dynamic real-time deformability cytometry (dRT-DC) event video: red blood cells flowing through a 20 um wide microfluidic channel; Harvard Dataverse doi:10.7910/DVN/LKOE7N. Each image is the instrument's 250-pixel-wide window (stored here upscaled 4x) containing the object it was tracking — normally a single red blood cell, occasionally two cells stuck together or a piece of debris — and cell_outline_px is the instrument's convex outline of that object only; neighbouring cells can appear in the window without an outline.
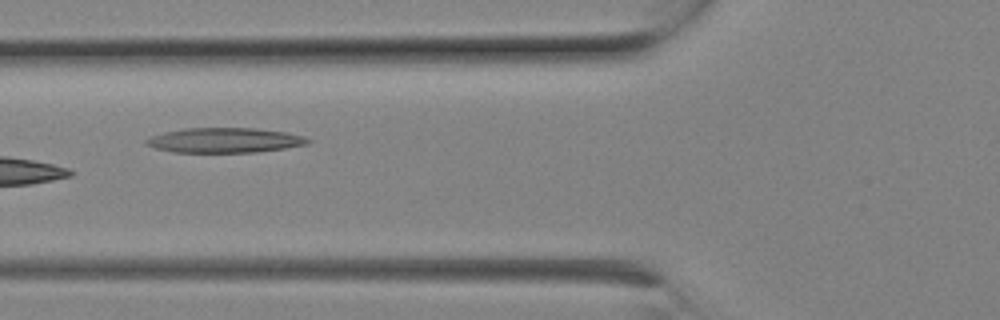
{"species": "Egyptian fruit bat (a non-hibernating species)", "species_latin": "Rousettus aegyptiacus", "temperature_condition": "room temperature", "stored_images_in_passage": 8, "camera_frame_rate_fps": 3000, "um_per_image_px": 0.085, "animal": {"sex": "female"}, "frame": {"image": 1, "passage_image": 7, "time_ms": 2.0, "image_size_px": [1000, 320], "cell_outline_px": [[312, 140], [308, 144], [284, 148], [256, 152], [172, 152], [156, 148], [144, 144], [144, 140], [152, 136], [164, 132], [184, 128], [256, 128], [288, 132], [304, 136]], "centroid_in_image_um": [19.11, 11.92], "position_along_channel_um": 106.7, "area_um2": 23.52}}
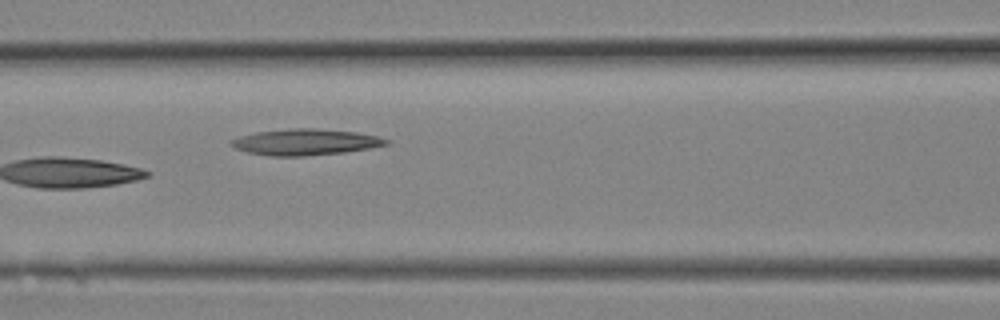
{"frame": {"image": 2, "passage_image": 8, "time_ms": 2.333, "image_size_px": [1000, 320], "cell_outline_px": [[392, 140], [388, 144], [368, 148], [344, 152], [304, 156], [272, 156], [248, 152], [236, 148], [228, 144], [228, 140], [240, 136], [256, 132], [292, 128], [316, 128], [356, 132], [376, 136]], "centroid_in_image_um": [25.93, 12.07], "position_along_channel_um": 140.7, "area_um2": 23.58}}